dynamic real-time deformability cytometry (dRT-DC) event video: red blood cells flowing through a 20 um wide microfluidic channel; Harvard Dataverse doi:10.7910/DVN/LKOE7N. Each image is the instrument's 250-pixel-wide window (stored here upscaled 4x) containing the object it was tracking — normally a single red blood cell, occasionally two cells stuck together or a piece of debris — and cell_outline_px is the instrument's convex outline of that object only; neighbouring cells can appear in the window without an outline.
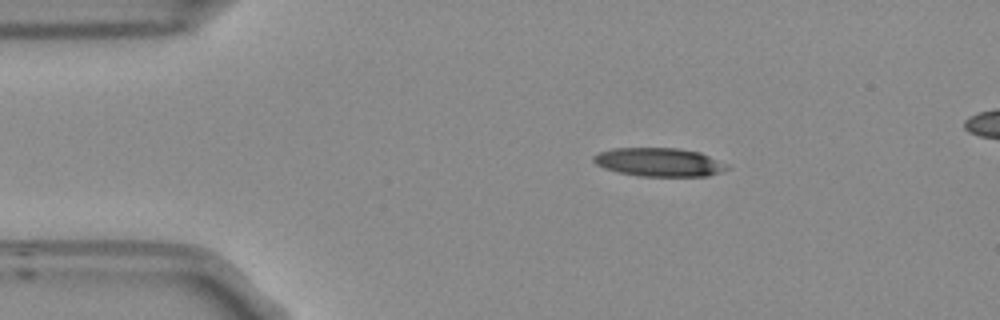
{"species": "Egyptian fruit bat (a non-hibernating species)", "species_latin": "Rousettus aegyptiacus", "temperature_condition": "room temperature", "stored_images_in_passage": 45, "camera_frame_rate_fps": 3000, "um_per_image_px": 0.085, "frame": {"image": 1, "passage_image": 1, "time_ms": 0.0, "image_size_px": [1000, 320], "cell_outline_px": [[728, 168], [720, 172], [708, 176], [640, 176], [620, 172], [604, 168], [596, 164], [592, 160], [592, 156], [600, 152], [612, 148], [680, 148], [700, 152], [728, 164]], "centroid_in_image_um": [56.03, 13.78], "position_along_channel_um": 29.0, "area_um2": 22.2}}
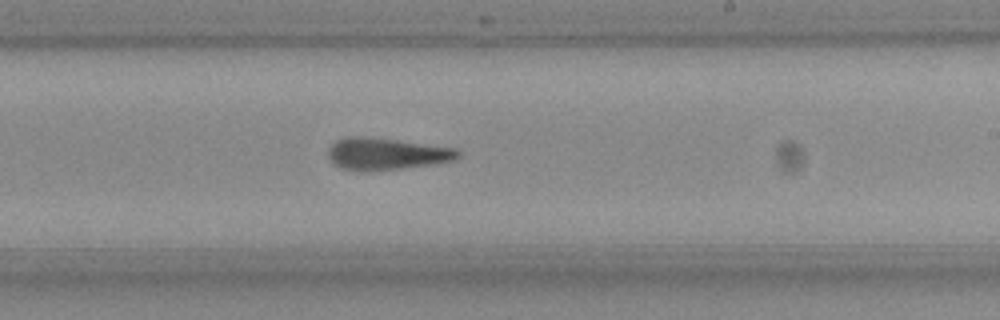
{"frame": {"image": 2, "passage_image": 23, "time_ms": 7.333, "image_size_px": [1000, 320], "cell_outline_px": [[460, 156], [452, 160], [436, 164], [404, 168], [368, 172], [344, 168], [336, 164], [328, 156], [328, 148], [336, 140], [344, 136], [360, 136], [396, 140], [456, 148], [460, 152]], "centroid_in_image_um": [32.84, 13.08], "position_along_channel_um": 256.2, "area_um2": 24.1}}
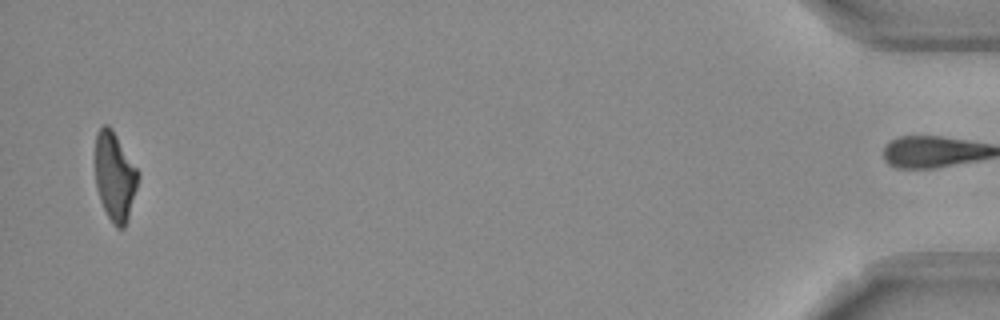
{"frame": {"image": 3, "passage_image": 44, "time_ms": 14.333, "image_size_px": [1000, 320], "cell_outline_px": [[140, 176], [128, 220], [124, 228], [116, 228], [112, 224], [100, 200], [96, 188], [96, 132], [104, 124], [108, 124], [112, 128], [140, 172]], "centroid_in_image_um": [9.78, 15.01], "position_along_channel_um": 425.4, "area_um2": 22.37}, "authors_computed_cell_mechanics": {"area_um2": 23.5824, "velocity_mm_per_s": 3.7566, "shape_relaxation_time_tau1_ms": 10.6975, "shape_relaxation_time_tau2_ms": 1.5727, "deformation_change_tau1": 0.2996, "deformation_change_tau2": 0.1314}}